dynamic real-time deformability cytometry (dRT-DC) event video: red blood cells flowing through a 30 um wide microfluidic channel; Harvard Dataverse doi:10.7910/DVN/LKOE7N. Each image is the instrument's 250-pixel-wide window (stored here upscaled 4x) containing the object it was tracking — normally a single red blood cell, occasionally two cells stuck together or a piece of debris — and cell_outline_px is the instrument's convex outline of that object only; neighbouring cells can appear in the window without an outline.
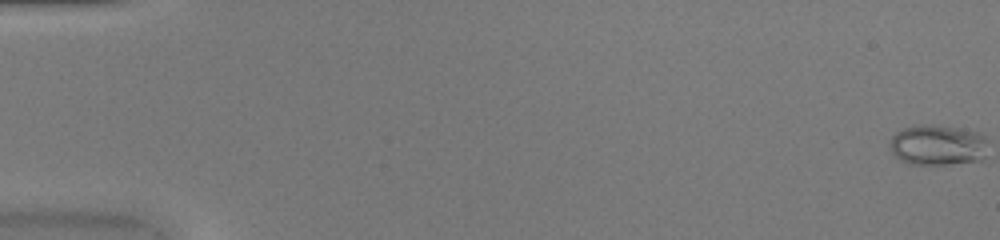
{"species": "common noctule bat (a hibernating species)", "species_latin": "Nyctalus noctula", "temperature_condition": "warm", "stored_images_in_passage": 51, "camera_frame_rate_fps": 3000, "um_per_image_px": 0.085, "animal": {"sex": "female", "body_mass_g": 20.0, "forearm_length_mm": 54.0}, "frame": {"image": 1, "passage_image": 1, "time_ms": 0.0, "image_size_px": [1000, 240], "cell_outline_px": [[964, 160], [912, 160], [904, 156], [896, 148], [896, 140], [904, 132], [940, 132], [956, 136], [964, 156]], "centroid_in_image_um": [79.01, 12.44], "position_along_channel_um": 6.0, "area_um2": 11.91}}
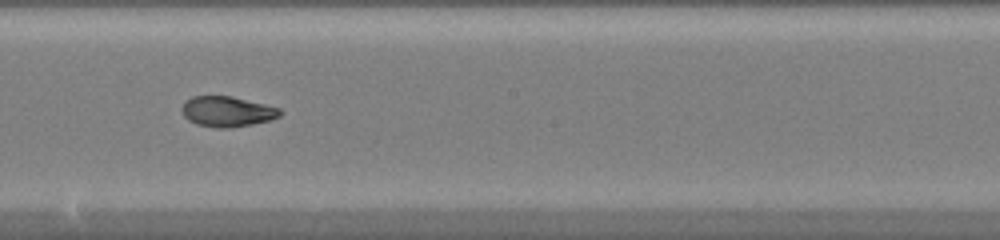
{"frame": {"image": 2, "passage_image": 30, "time_ms": 9.667, "image_size_px": [1000, 240], "cell_outline_px": [[280, 112], [276, 116], [268, 120], [248, 124], [200, 124], [192, 120], [184, 112], [184, 104], [188, 100], [196, 96], [228, 96], [276, 108]], "centroid_in_image_um": [19.3, 9.41], "position_along_channel_um": 228.9, "area_um2": 15.14}}
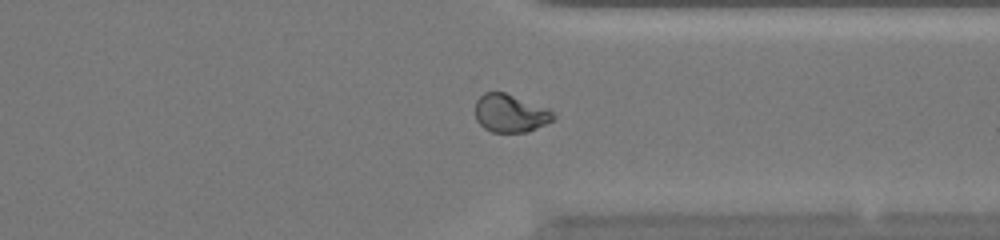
{"frame": {"image": 3, "passage_image": 40, "time_ms": 13.0, "image_size_px": [1000, 240], "cell_outline_px": [[552, 120], [524, 132], [496, 132], [480, 124], [476, 116], [476, 104], [480, 96], [488, 92], [504, 92], [548, 112], [552, 116]], "centroid_in_image_um": [43.25, 9.64], "position_along_channel_um": 368.1, "area_um2": 15.78}, "authors_computed_cell_mechanics": {"area_um2": 15.4326, "velocity_mm_per_s": 4.1989, "shape_relaxation_time_tau1_ms": null, "shape_relaxation_time_tau2_ms": 1.4155, "deformation_change_tau1": null, "deformation_change_tau2": 0.0567}}